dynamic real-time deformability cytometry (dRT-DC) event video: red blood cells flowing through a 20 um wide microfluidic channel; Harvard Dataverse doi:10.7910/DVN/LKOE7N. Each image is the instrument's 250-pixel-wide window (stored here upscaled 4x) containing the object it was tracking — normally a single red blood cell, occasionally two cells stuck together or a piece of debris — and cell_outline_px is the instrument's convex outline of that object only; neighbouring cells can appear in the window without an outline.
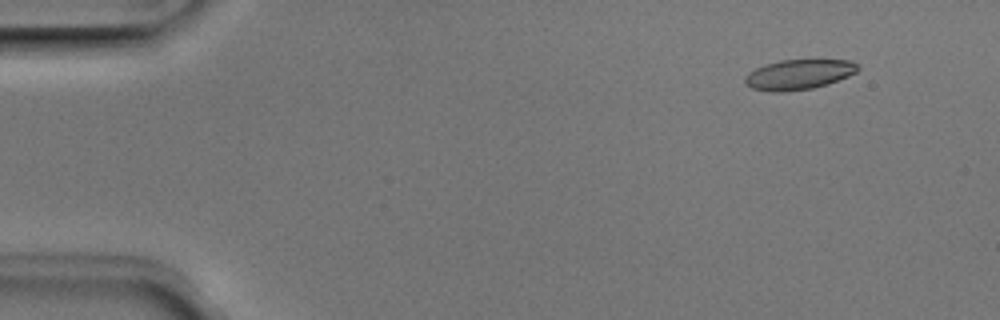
{"species": "Egyptian fruit bat (a non-hibernating species)", "species_latin": "Rousettus aegyptiacus", "temperature_condition": "room temperature", "stored_images_in_passage": 5, "camera_frame_rate_fps": 3000, "um_per_image_px": 0.085, "animal": {"sex": "male"}, "frame": {"image": 1, "passage_image": 2, "time_ms": 0.333, "image_size_px": [1000, 320], "cell_outline_px": [[860, 68], [856, 72], [848, 76], [828, 84], [812, 88], [788, 92], [768, 92], [752, 88], [744, 84], [744, 76], [748, 72], [756, 68], [780, 60], [852, 60]], "centroid_in_image_um": [67.86, 6.34], "position_along_channel_um": 17.1, "area_um2": 19.88}}
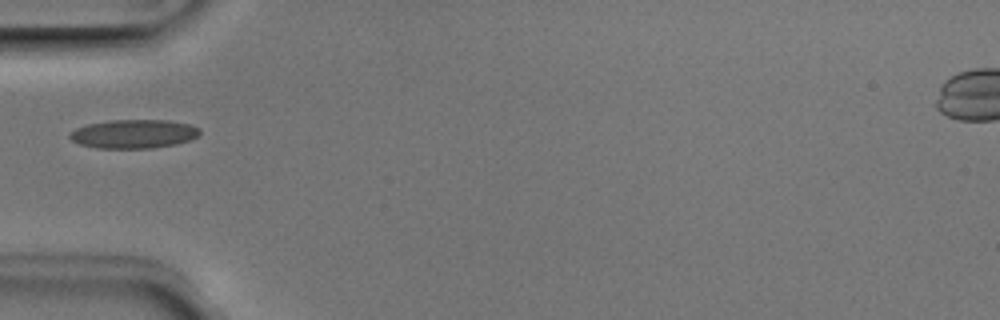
{"frame": {"image": 2, "passage_image": 5, "time_ms": 1.333, "image_size_px": [1000, 320], "cell_outline_px": [[200, 132], [196, 136], [188, 140], [176, 144], [152, 148], [96, 148], [80, 144], [72, 140], [68, 136], [76, 128], [88, 124], [108, 120], [168, 120], [192, 124], [200, 128]], "centroid_in_image_um": [11.38, 11.37], "position_along_channel_um": 73.6, "area_um2": 21.79}}